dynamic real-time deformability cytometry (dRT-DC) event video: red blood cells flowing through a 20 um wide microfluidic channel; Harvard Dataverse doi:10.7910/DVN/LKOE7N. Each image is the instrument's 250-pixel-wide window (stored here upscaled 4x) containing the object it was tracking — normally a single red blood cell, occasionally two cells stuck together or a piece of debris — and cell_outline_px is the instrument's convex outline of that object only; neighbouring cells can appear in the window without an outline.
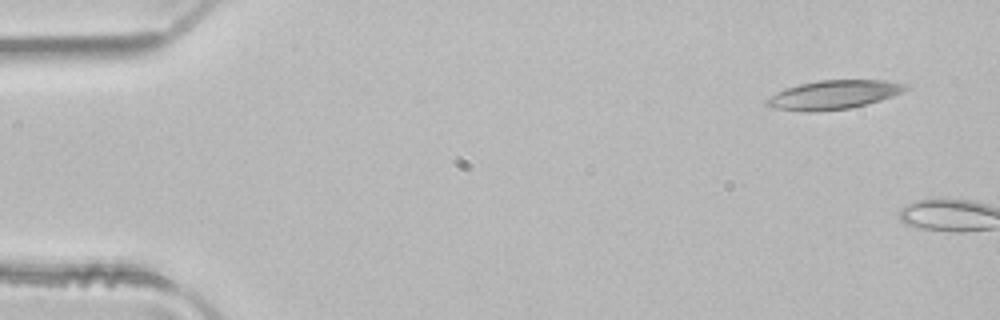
{"species": "common noctule bat (a hibernating species)", "species_latin": "Nyctalus noctula", "temperature_condition": "room temperature", "stored_images_in_passage": 4, "camera_frame_rate_fps": 3000, "um_per_image_px": 0.085, "animal": {"sex": "male", "body_mass_g": 21.5, "forearm_length_mm": 52.0}, "frame": {"image": 1, "passage_image": 1, "time_ms": 0.0, "image_size_px": [1000, 320], "cell_outline_px": [[908, 88], [892, 96], [880, 100], [848, 108], [816, 112], [804, 112], [772, 108], [764, 104], [764, 100], [768, 96], [784, 88], [800, 84], [820, 80], [884, 80], [908, 84]], "centroid_in_image_um": [70.77, 8.06], "position_along_channel_um": 14.2, "area_um2": 23.41}}